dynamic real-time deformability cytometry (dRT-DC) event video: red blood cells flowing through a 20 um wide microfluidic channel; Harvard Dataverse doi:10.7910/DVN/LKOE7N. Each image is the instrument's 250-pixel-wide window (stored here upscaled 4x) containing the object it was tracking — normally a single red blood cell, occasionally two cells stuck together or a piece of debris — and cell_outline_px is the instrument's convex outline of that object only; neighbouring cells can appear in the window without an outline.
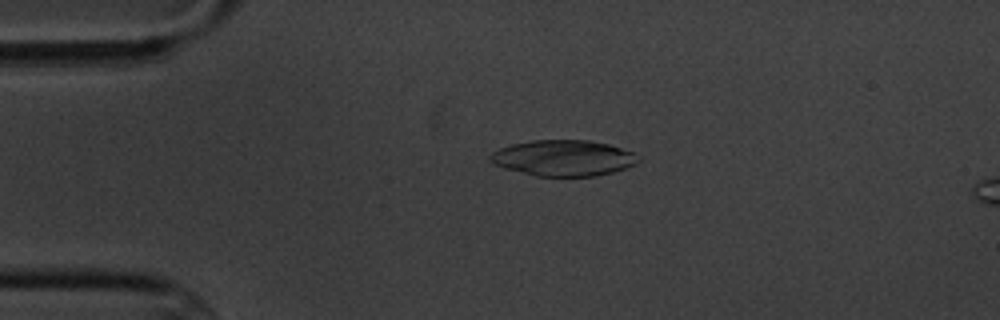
{"species": "common noctule bat (a hibernating species)", "species_latin": "Nyctalus noctula", "temperature_condition": "cold", "stored_images_in_passage": 6, "camera_frame_rate_fps": 3000, "um_per_image_px": 0.085, "animal": {"sex": "male", "body_mass_g": 20.1, "forearm_length_mm": 53.5}, "frame": {"image": 1, "passage_image": 4, "time_ms": 4.0, "image_size_px": [1000, 320], "cell_outline_px": [[640, 160], [636, 164], [612, 172], [596, 176], [536, 176], [504, 168], [492, 164], [488, 160], [488, 156], [492, 152], [500, 148], [512, 144], [532, 140], [588, 140], [608, 144], [636, 152]], "centroid_in_image_um": [47.88, 13.43], "position_along_channel_um": 37.1, "area_um2": 31.15}}